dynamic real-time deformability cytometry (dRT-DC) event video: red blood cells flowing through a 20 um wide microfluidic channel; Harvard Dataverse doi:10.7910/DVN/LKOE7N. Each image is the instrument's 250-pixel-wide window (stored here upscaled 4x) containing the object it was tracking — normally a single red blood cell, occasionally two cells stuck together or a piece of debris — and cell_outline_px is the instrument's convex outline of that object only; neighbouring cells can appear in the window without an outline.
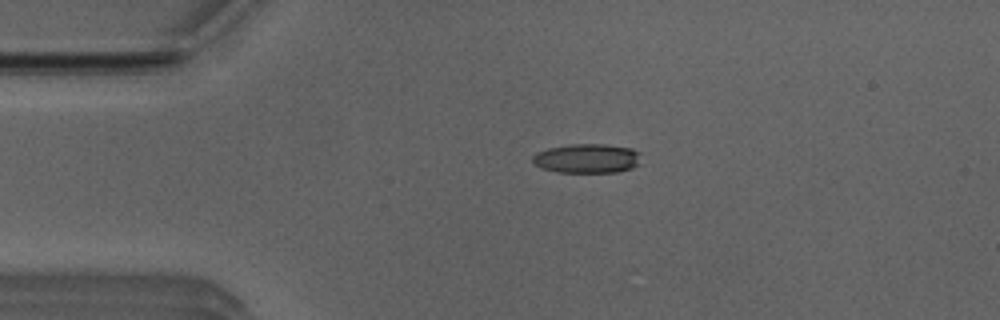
{"species": "Egyptian fruit bat (a non-hibernating species)", "species_latin": "Rousettus aegyptiacus", "temperature_condition": "room temperature", "stored_images_in_passage": 42, "camera_frame_rate_fps": 3000, "um_per_image_px": 0.085, "animal": {"sex": "male"}, "frame": {"image": 1, "passage_image": 1, "time_ms": 0.0, "image_size_px": [1000, 320], "cell_outline_px": [[640, 152], [636, 164], [632, 168], [616, 172], [560, 172], [544, 168], [536, 164], [532, 160], [532, 156], [536, 152], [548, 148], [568, 144], [604, 144], [632, 148]], "centroid_in_image_um": [49.88, 13.45], "position_along_channel_um": 35.1, "area_um2": 18.32}}
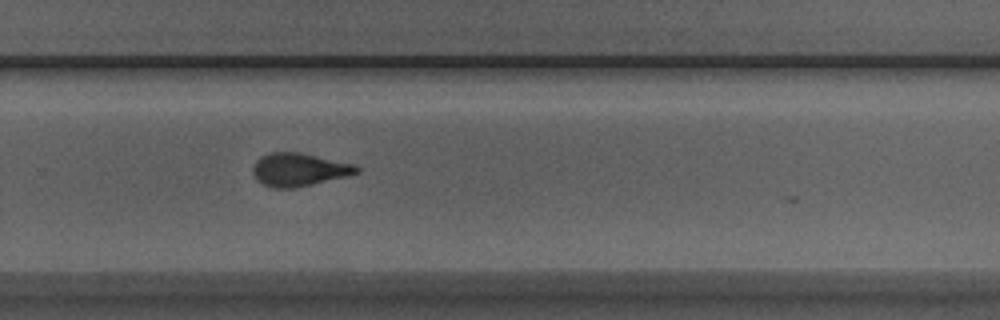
{"frame": {"image": 2, "passage_image": 24, "time_ms": 7.667, "image_size_px": [1000, 320], "cell_outline_px": [[360, 172], [296, 188], [272, 188], [256, 180], [252, 172], [252, 168], [256, 160], [260, 156], [272, 152], [300, 152], [352, 164], [360, 168]], "centroid_in_image_um": [25.35, 14.42], "position_along_channel_um": 304.4, "area_um2": 19.83}}
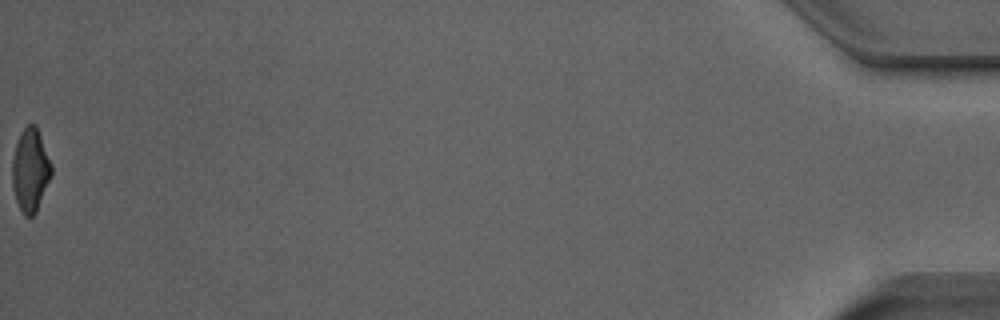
{"frame": {"image": 3, "passage_image": 42, "time_ms": 13.667, "image_size_px": [1000, 320], "cell_outline_px": [[52, 172], [36, 212], [32, 216], [24, 216], [16, 200], [12, 184], [12, 160], [16, 144], [20, 132], [28, 124], [36, 124], [52, 164]], "centroid_in_image_um": [2.58, 14.43], "position_along_channel_um": 432.6, "area_um2": 18.84}, "authors_computed_cell_mechanics": {"area_um2": 19.7965, "velocity_mm_per_s": 3.9641, "shape_relaxation_time_tau1_ms": 8.7093, "shape_relaxation_time_tau2_ms": 1.5772, "deformation_change_tau1": 0.2235, "deformation_change_tau2": 0.0952}}